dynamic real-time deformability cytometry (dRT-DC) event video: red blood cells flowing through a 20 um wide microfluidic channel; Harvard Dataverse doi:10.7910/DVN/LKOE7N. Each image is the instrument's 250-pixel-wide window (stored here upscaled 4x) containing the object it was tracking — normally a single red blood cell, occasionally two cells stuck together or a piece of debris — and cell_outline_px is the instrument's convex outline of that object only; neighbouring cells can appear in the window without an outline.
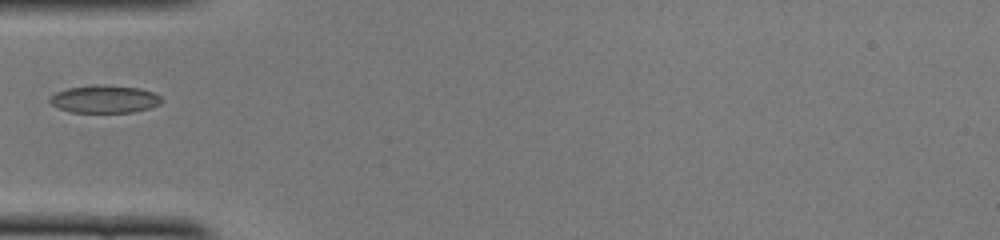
{"species": "common noctule bat (a hibernating species)", "species_latin": "Nyctalus noctula", "temperature_condition": "cold", "stored_images_in_passage": 5, "camera_frame_rate_fps": 3000, "um_per_image_px": 0.085, "animal": {"sex": "female", "body_mass_g": 22.0, "forearm_length_mm": 56.7}, "frame": {"image": 1, "passage_image": 1, "time_ms": 0.0, "image_size_px": [1000, 240], "cell_outline_px": [[160, 104], [148, 108], [132, 112], [68, 112], [52, 104], [48, 100], [48, 96], [56, 92], [68, 88], [96, 84], [100, 84], [140, 88], [152, 92], [160, 96]], "centroid_in_image_um": [8.84, 8.41], "position_along_channel_um": 76.2, "area_um2": 17.98}}